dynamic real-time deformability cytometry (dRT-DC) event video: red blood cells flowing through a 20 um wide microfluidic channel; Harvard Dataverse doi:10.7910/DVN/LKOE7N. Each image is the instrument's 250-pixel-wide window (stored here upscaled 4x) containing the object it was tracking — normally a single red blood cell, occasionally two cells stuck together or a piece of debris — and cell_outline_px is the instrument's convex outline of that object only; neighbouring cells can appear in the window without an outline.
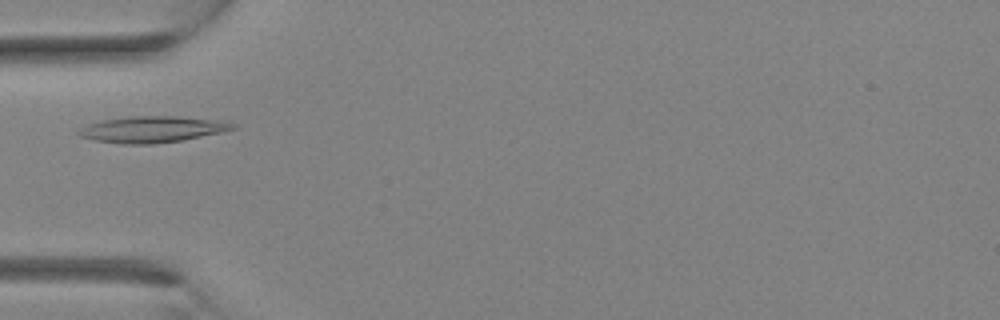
{"species": "Egyptian fruit bat (a non-hibernating species)", "species_latin": "Rousettus aegyptiacus", "temperature_condition": "room temperature", "stored_images_in_passage": 29, "camera_frame_rate_fps": 3000, "um_per_image_px": 0.085, "animal": {"sex": "female"}, "frame": {"image": 1, "passage_image": 7, "time_ms": 2.0, "image_size_px": [1000, 320], "cell_outline_px": [[236, 128], [220, 132], [184, 140], [152, 144], [124, 144], [96, 140], [80, 136], [76, 132], [88, 124], [104, 120], [128, 116], [176, 116], [212, 120], [236, 124]], "centroid_in_image_um": [12.91, 11.0], "position_along_channel_um": 72.1, "area_um2": 23.18}}
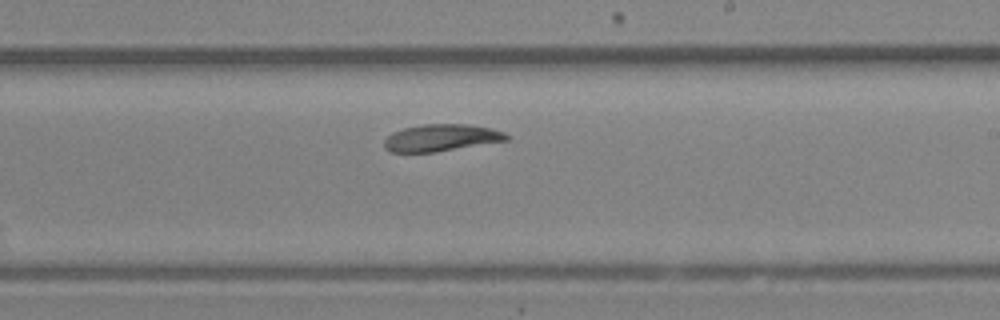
{"frame": {"image": 2, "passage_image": 16, "time_ms": 5.0, "image_size_px": [1000, 320], "cell_outline_px": [[508, 140], [432, 152], [392, 152], [384, 148], [384, 140], [392, 132], [404, 128], [420, 124], [468, 124], [492, 128], [504, 132], [508, 136]], "centroid_in_image_um": [37.48, 11.7], "position_along_channel_um": 251.5, "area_um2": 19.07}}
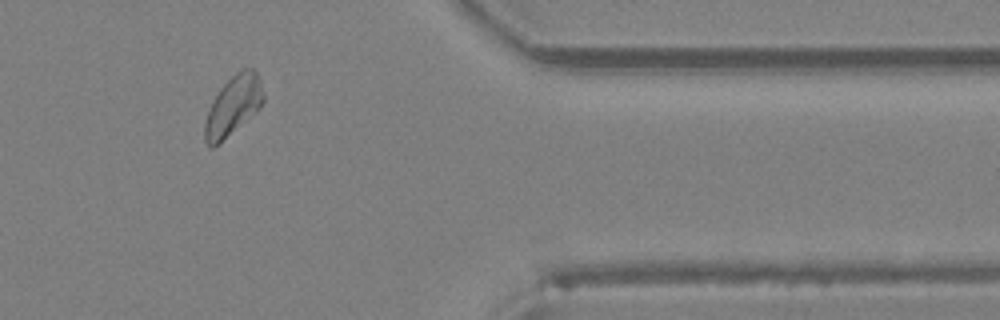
{"frame": {"image": 3, "passage_image": 24, "time_ms": 7.667, "image_size_px": [1000, 320], "cell_outline_px": [[264, 100], [260, 108], [212, 148], [208, 148], [204, 140], [204, 124], [212, 100], [220, 88], [236, 72], [244, 68], [252, 68], [256, 72], [264, 96]], "centroid_in_image_um": [19.79, 8.98], "position_along_channel_um": 391.6, "area_um2": 19.83}}